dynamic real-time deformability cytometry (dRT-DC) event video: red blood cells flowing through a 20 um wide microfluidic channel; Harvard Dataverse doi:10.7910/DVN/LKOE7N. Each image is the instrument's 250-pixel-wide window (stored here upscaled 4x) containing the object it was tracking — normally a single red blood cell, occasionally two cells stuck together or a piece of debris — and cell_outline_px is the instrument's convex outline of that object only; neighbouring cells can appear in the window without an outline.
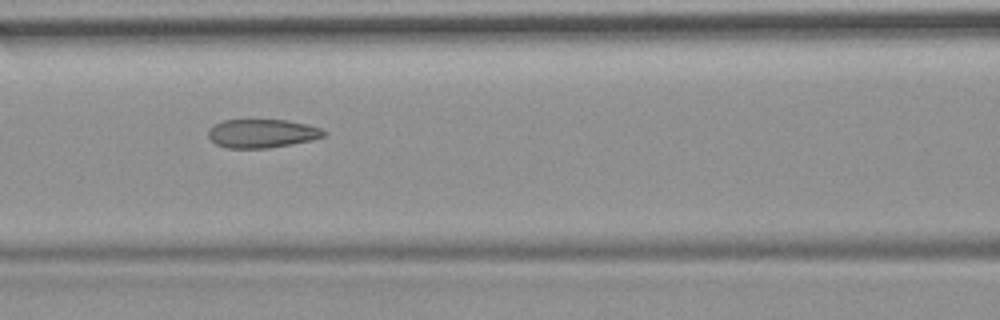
{"species": "common noctule bat (a hibernating species)", "species_latin": "Nyctalus noctula", "temperature_condition": "room temperature", "stored_images_in_passage": 55, "camera_frame_rate_fps": 3000, "um_per_image_px": 0.085, "animal": {"sex": "female", "body_mass_g": 19.9}, "frame": {"image": 1, "passage_image": 24, "time_ms": 7.667, "image_size_px": [1000, 320], "cell_outline_px": [[328, 132], [324, 136], [312, 140], [292, 144], [268, 148], [224, 148], [216, 144], [208, 136], [208, 132], [216, 124], [224, 120], [288, 120], [308, 124], [320, 128]], "centroid_in_image_um": [22.31, 11.35], "position_along_channel_um": 144.3, "area_um2": 19.25}, "authors_computed_cell_mechanics": {"area_um2": 21.1548, "velocity_mm_per_s": 3.7103, "shape_relaxation_time_tau1_ms": null, "shape_relaxation_time_tau2_ms": 1.3505, "deformation_change_tau1": null, "deformation_change_tau2": 0.0824}}